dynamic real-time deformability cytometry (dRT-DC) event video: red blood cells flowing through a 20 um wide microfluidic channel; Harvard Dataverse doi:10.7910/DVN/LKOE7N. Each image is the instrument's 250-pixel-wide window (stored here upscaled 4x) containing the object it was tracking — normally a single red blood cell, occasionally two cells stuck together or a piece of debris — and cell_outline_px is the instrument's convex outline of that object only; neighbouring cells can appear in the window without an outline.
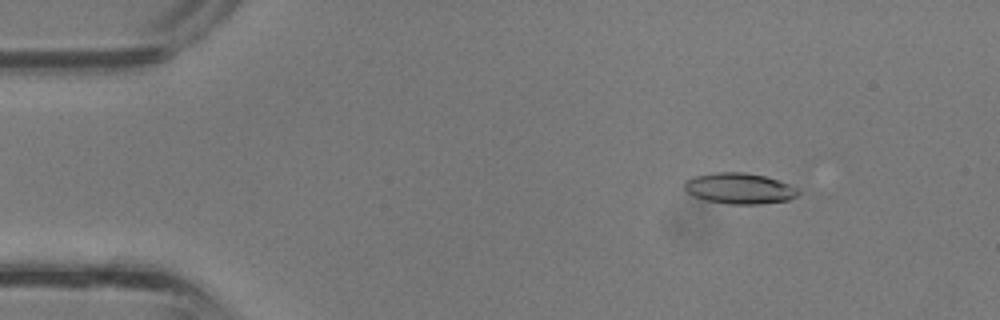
{"species": "common noctule bat (a hibernating species)", "species_latin": "Nyctalus noctula", "temperature_condition": "room temperature", "stored_images_in_passage": 37, "camera_frame_rate_fps": 3000, "um_per_image_px": 0.085, "animal": {"sex": "male", "body_mass_g": 13.3}, "frame": {"image": 1, "passage_image": 5, "time_ms": 1.333, "image_size_px": [1000, 320], "cell_outline_px": [[800, 196], [788, 200], [760, 204], [728, 204], [704, 200], [692, 196], [684, 188], [684, 180], [696, 176], [716, 172], [744, 172], [764, 176], [800, 188]], "centroid_in_image_um": [62.86, 16.03], "position_along_channel_um": 22.1, "area_um2": 20.63}}
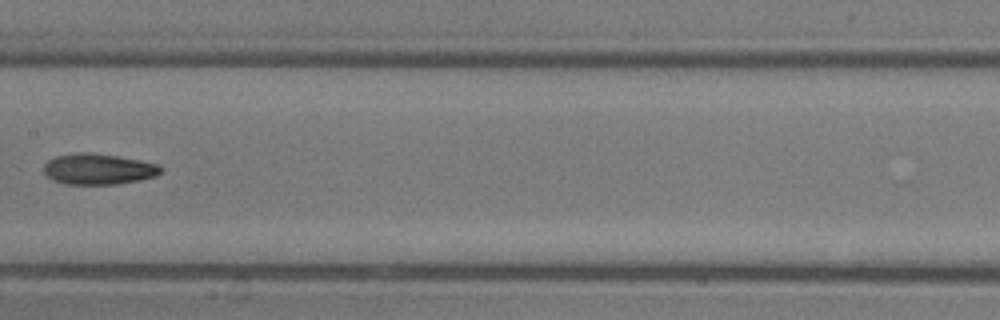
{"frame": {"image": 2, "passage_image": 19, "time_ms": 6.0, "image_size_px": [1000, 320], "cell_outline_px": [[160, 172], [156, 176], [140, 180], [116, 184], [64, 184], [52, 180], [44, 172], [44, 164], [48, 160], [56, 156], [76, 152], [92, 152], [140, 160], [160, 164]], "centroid_in_image_um": [8.34, 14.36], "position_along_channel_um": 199.1, "area_um2": 21.1}}
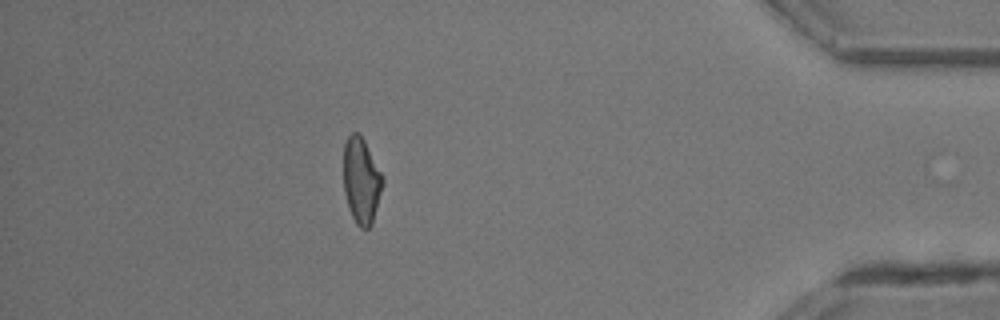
{"frame": {"image": 3, "passage_image": 33, "time_ms": 10.667, "image_size_px": [1000, 320], "cell_outline_px": [[384, 184], [372, 224], [368, 228], [360, 228], [356, 224], [348, 208], [344, 192], [344, 144], [348, 136], [352, 132], [360, 132], [384, 176]], "centroid_in_image_um": [30.73, 15.34], "position_along_channel_um": 404.5, "area_um2": 19.94}}